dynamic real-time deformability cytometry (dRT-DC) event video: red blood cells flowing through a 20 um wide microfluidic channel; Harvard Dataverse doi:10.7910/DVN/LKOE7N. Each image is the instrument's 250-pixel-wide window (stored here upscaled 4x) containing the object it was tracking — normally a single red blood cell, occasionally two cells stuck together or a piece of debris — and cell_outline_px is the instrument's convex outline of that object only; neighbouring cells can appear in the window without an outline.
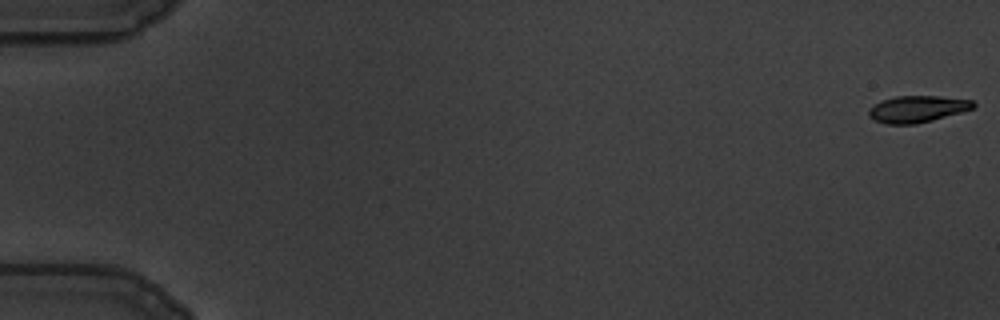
{"species": "common noctule bat (a hibernating species)", "species_latin": "Nyctalus noctula", "temperature_condition": "warm", "stored_images_in_passage": 60, "camera_frame_rate_fps": 3000, "um_per_image_px": 0.085, "animal": {"sex": "male", "body_mass_g": 19.5, "forearm_length_mm": 54.6}, "frame": {"image": 1, "passage_image": 1, "time_ms": 0.0, "image_size_px": [1000, 320], "cell_outline_px": [[976, 104], [972, 108], [960, 112], [932, 120], [916, 124], [884, 124], [872, 120], [868, 116], [868, 108], [872, 104], [880, 100], [896, 96], [940, 96], [972, 100]], "centroid_in_image_um": [77.88, 9.26], "position_along_channel_um": 7.1, "area_um2": 16.42}}
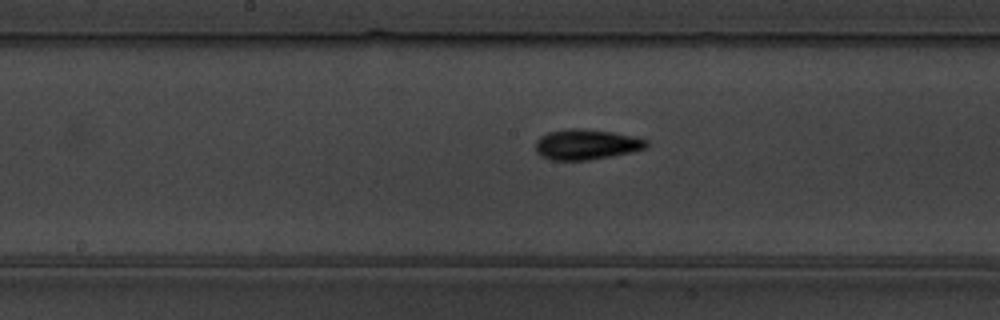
{"frame": {"image": 2, "passage_image": 32, "time_ms": 10.333, "image_size_px": [1000, 320], "cell_outline_px": [[648, 144], [644, 148], [612, 156], [588, 160], [552, 160], [540, 156], [536, 152], [536, 140], [540, 136], [548, 132], [572, 128], [580, 128], [612, 132], [632, 136], [648, 140]], "centroid_in_image_um": [49.79, 12.28], "position_along_channel_um": 198.4, "area_um2": 19.48}}
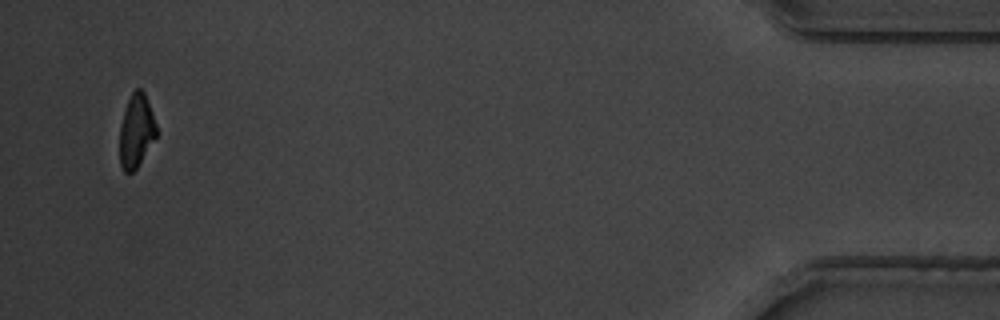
{"frame": {"image": 3, "passage_image": 58, "time_ms": 19.0, "image_size_px": [1000, 320], "cell_outline_px": [[156, 136], [136, 168], [132, 172], [124, 172], [120, 164], [120, 124], [124, 108], [132, 92], [136, 88], [140, 88], [144, 92], [152, 112], [156, 124]], "centroid_in_image_um": [11.56, 11.1], "position_along_channel_um": 423.6, "area_um2": 15.49}, "authors_computed_cell_mechanics": {"area_um2": 17.8024, "velocity_mm_per_s": 3.4736, "shape_relaxation_time_tau1_ms": 2.8893, "shape_relaxation_time_tau2_ms": 4.5862, "deformation_change_tau1": 0.1502, "deformation_change_tau2": 0.1077}}